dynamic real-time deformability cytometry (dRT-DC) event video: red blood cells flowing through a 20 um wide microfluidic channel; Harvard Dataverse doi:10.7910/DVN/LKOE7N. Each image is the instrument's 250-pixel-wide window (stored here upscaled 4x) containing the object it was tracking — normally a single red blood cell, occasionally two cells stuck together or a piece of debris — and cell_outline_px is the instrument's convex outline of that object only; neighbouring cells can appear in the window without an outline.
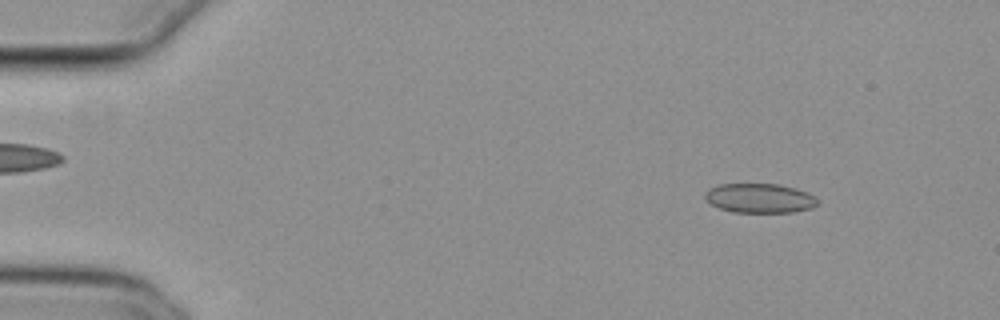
{"species": "common noctule bat (a hibernating species)", "species_latin": "Nyctalus noctula", "temperature_condition": "cold", "stored_images_in_passage": 53, "camera_frame_rate_fps": 3000, "um_per_image_px": 0.085, "animal": {"sex": "female", "body_mass_g": 29.2, "forearm_length_mm": 56.3}, "frame": {"image": 1, "passage_image": 6, "time_ms": 1.667, "image_size_px": [1000, 320], "cell_outline_px": [[820, 200], [812, 208], [792, 212], [732, 212], [720, 208], [704, 200], [704, 192], [708, 188], [720, 184], [776, 184], [808, 192], [816, 196]], "centroid_in_image_um": [64.55, 16.84], "position_along_channel_um": 20.4, "area_um2": 19.36}}
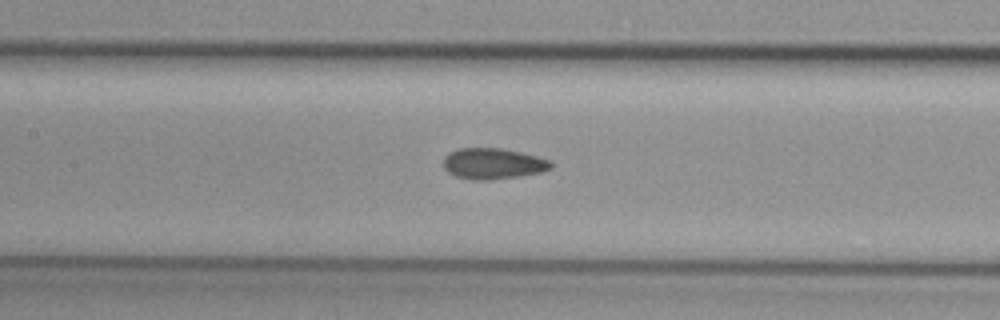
{"frame": {"image": 2, "passage_image": 25, "time_ms": 8.0, "image_size_px": [1000, 320], "cell_outline_px": [[552, 168], [540, 172], [520, 176], [488, 180], [472, 180], [456, 176], [448, 172], [444, 168], [444, 156], [448, 152], [460, 148], [500, 148], [520, 152], [536, 156], [548, 160], [552, 164]], "centroid_in_image_um": [41.87, 13.91], "position_along_channel_um": 165.5, "area_um2": 19.31}}
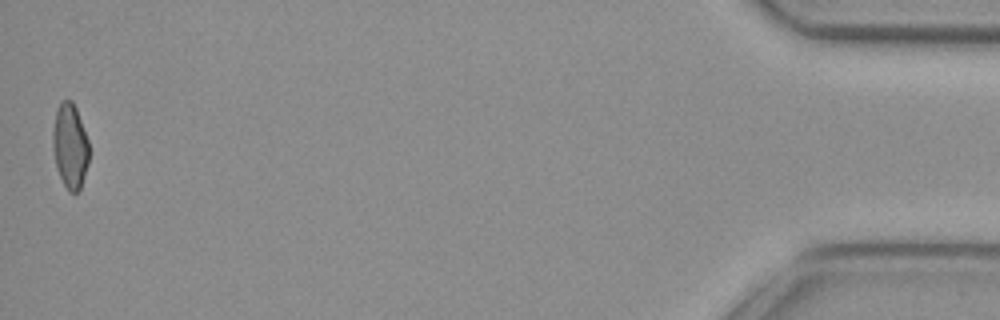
{"frame": {"image": 3, "passage_image": 53, "time_ms": 17.333, "image_size_px": [1000, 320], "cell_outline_px": [[88, 164], [80, 188], [76, 192], [68, 192], [56, 168], [52, 144], [52, 132], [56, 112], [60, 100], [72, 100], [76, 108], [88, 140]], "centroid_in_image_um": [5.94, 12.39], "position_along_channel_um": 429.3, "area_um2": 17.86}, "authors_computed_cell_mechanics": {"area_um2": 19.2474, "velocity_mm_per_s": 3.8347, "shape_relaxation_time_tau1_ms": null, "shape_relaxation_time_tau2_ms": 2.1228, "deformation_change_tau1": null, "deformation_change_tau2": 0.0674}}